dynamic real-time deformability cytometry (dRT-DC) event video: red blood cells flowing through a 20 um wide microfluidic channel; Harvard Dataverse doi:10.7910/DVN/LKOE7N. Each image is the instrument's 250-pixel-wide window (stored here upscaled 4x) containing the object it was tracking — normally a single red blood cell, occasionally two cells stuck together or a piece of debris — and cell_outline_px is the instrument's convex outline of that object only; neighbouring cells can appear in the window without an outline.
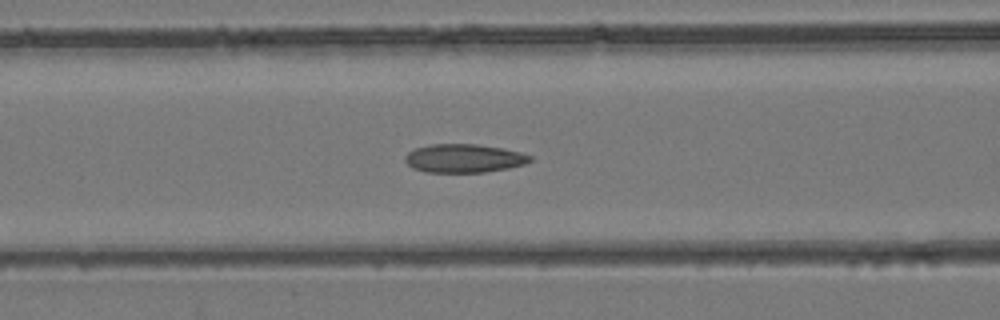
{"species": "common noctule bat (a hibernating species)", "species_latin": "Nyctalus noctula", "temperature_condition": "room temperature", "stored_images_in_passage": 46, "segment_of_instrument_passage": [1, 2], "camera_frame_rate_fps": 3000, "um_per_image_px": 0.085, "animal": {"sex": "female", "body_mass_g": 24.6, "forearm_length_mm": 56.2}, "frame": {"image": 1, "passage_image": 19, "time_ms": 6.0, "image_size_px": [1000, 320], "cell_outline_px": [[532, 160], [524, 164], [508, 168], [484, 172], [424, 172], [412, 168], [404, 160], [404, 156], [408, 152], [416, 148], [432, 144], [476, 144], [504, 148], [520, 152], [532, 156]], "centroid_in_image_um": [39.42, 13.45], "position_along_channel_um": 127.2, "area_um2": 20.81}}
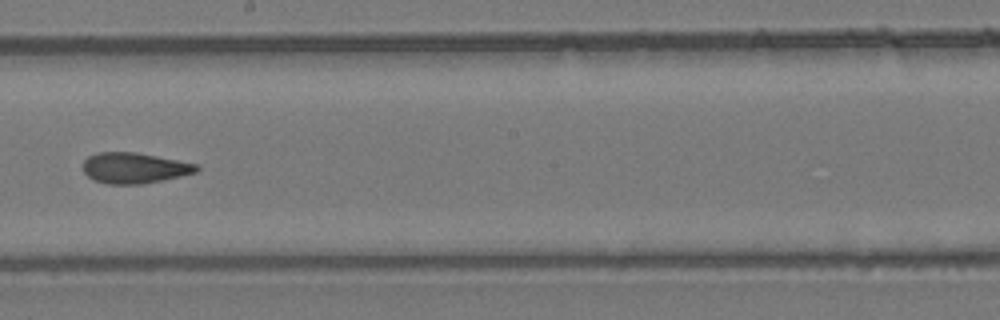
{"frame": {"image": 2, "passage_image": 26, "time_ms": 8.333, "image_size_px": [1000, 320], "cell_outline_px": [[200, 168], [196, 172], [164, 180], [140, 184], [108, 184], [92, 180], [84, 172], [84, 160], [88, 156], [100, 152], [136, 152], [196, 164]], "centroid_in_image_um": [11.4, 14.28], "position_along_channel_um": 236.8, "area_um2": 20.17}}
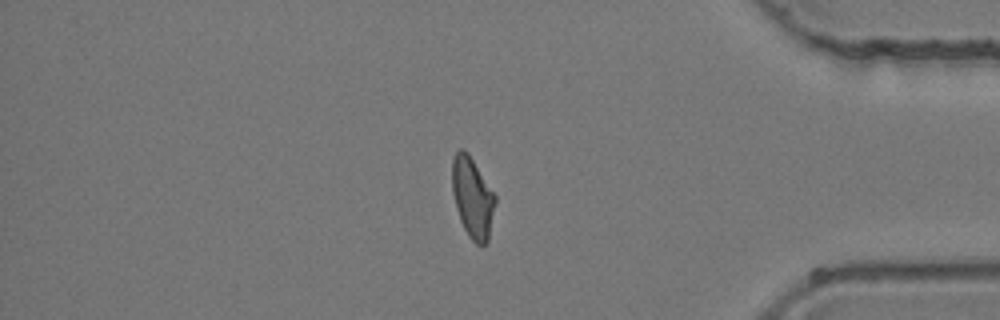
{"frame": {"image": 3, "passage_image": 38, "time_ms": 12.333, "image_size_px": [1000, 320], "cell_outline_px": [[496, 200], [488, 240], [484, 244], [476, 244], [468, 236], [460, 220], [456, 208], [452, 192], [452, 160], [456, 152], [460, 148], [464, 148], [468, 152], [496, 196]], "centroid_in_image_um": [40.15, 16.77], "position_along_channel_um": 395.1, "area_um2": 20.17}}